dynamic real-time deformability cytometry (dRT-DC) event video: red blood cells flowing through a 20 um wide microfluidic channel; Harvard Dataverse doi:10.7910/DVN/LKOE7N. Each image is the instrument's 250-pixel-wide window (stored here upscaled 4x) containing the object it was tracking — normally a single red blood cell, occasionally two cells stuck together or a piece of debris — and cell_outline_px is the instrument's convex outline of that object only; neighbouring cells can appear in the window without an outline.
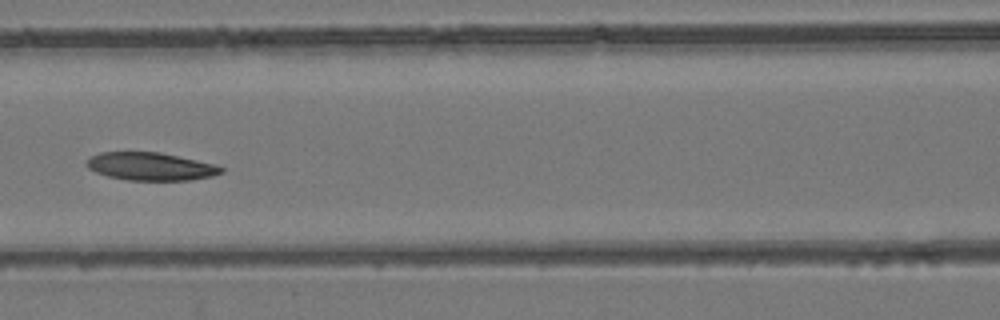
{"species": "common noctule bat (a hibernating species)", "species_latin": "Nyctalus noctula", "temperature_condition": "room temperature", "stored_images_in_passage": 8, "camera_frame_rate_fps": 3000, "um_per_image_px": 0.085, "animal": {"sex": "female", "body_mass_g": 24.6, "forearm_length_mm": 56.2}, "frame": {"image": 1, "passage_image": 8, "time_ms": 8.0, "image_size_px": [1000, 320], "cell_outline_px": [[224, 172], [212, 176], [192, 180], [128, 180], [108, 176], [96, 172], [88, 168], [84, 164], [88, 156], [100, 152], [160, 152], [216, 164], [224, 168]], "centroid_in_image_um": [12.79, 14.14], "position_along_channel_um": 153.8, "area_um2": 22.08}}